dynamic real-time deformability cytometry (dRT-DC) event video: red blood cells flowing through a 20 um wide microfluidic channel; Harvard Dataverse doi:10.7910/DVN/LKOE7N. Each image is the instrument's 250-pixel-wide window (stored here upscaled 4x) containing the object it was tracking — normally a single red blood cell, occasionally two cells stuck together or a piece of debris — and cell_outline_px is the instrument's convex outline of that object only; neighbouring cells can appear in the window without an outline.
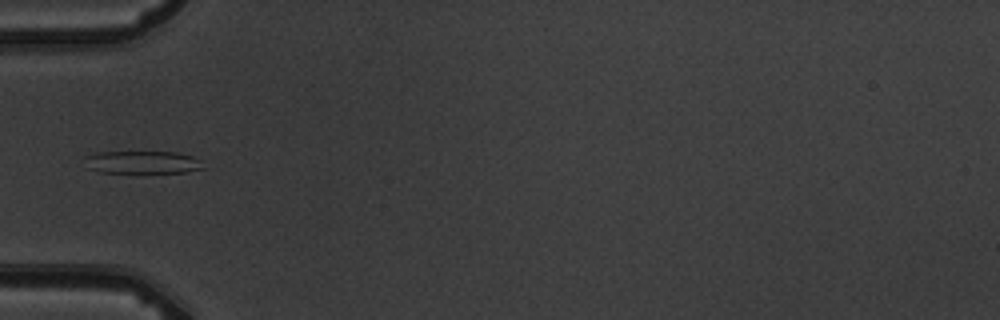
{"species": "common noctule bat (a hibernating species)", "species_latin": "Nyctalus noctula", "temperature_condition": "warm", "stored_images_in_passage": 2, "camera_frame_rate_fps": 3000, "um_per_image_px": 0.085, "animal": {"sex": "male", "body_mass_g": 19.5, "forearm_length_mm": 54.6}, "frame": {"image": 1, "passage_image": 2, "time_ms": 1.0, "image_size_px": [1000, 320], "cell_outline_px": [[204, 168], [184, 172], [144, 176], [136, 176], [96, 172], [88, 168], [84, 156], [96, 152], [176, 152], [192, 156], [200, 160]], "centroid_in_image_um": [12.06, 13.86], "position_along_channel_um": 72.9, "area_um2": 16.94}}